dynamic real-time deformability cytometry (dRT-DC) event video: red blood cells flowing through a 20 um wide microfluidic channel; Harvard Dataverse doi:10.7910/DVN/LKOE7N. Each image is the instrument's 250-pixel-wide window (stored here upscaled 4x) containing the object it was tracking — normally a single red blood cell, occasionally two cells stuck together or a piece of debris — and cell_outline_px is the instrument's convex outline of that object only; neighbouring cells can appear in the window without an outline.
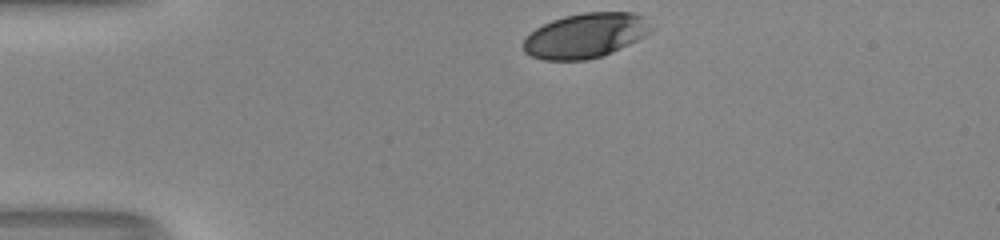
{"species": "human", "species_latin": "Homo sapiens", "temperature_condition": "room temperature", "stored_images_in_passage": 32, "camera_frame_rate_fps": 3000, "um_per_image_px": 0.085, "donor": {"sex": "male"}, "frame": {"image": 1, "passage_image": 1, "time_ms": 0.0, "image_size_px": [1000, 240], "cell_outline_px": [[652, 28], [644, 36], [612, 52], [600, 56], [584, 60], [544, 60], [532, 56], [524, 52], [524, 40], [536, 28], [552, 20], [564, 16], [584, 12], [632, 12], [644, 16]], "centroid_in_image_um": [49.76, 3.01], "position_along_channel_um": 35.2, "area_um2": 32.95}}
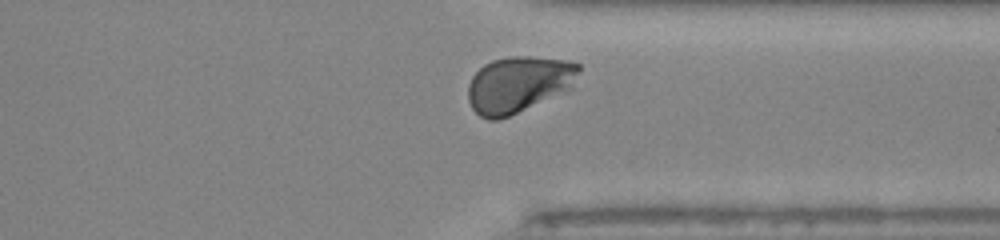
{"frame": {"image": 2, "passage_image": 30, "time_ms": 9.667, "image_size_px": [1000, 240], "cell_outline_px": [[580, 72], [572, 88], [508, 116], [496, 120], [488, 120], [480, 116], [472, 108], [468, 100], [468, 84], [472, 76], [484, 64], [492, 60], [508, 56], [528, 56], [568, 60], [580, 64]], "centroid_in_image_um": [44.08, 7.15], "position_along_channel_um": 367.3, "area_um2": 36.36}, "authors_computed_cell_mechanics": {"area_um2": 35.8071, "velocity_mm_per_s": 3.9815, "shape_relaxation_time_tau1_ms": 3.5875, "shape_relaxation_time_tau2_ms": null, "deformation_change_tau1": 0.1495, "deformation_change_tau2": null}}